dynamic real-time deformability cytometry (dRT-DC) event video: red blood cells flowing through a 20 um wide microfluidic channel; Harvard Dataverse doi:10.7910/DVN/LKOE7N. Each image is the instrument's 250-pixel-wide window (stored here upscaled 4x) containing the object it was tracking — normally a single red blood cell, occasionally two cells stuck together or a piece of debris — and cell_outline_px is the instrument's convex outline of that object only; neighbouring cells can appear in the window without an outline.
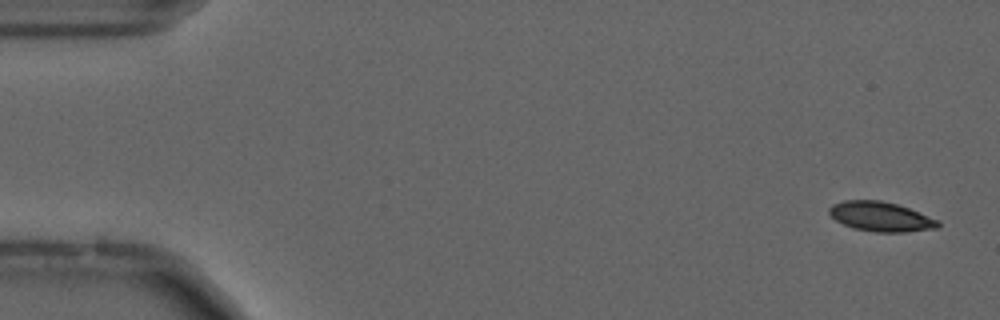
{"species": "common noctule bat (a hibernating species)", "species_latin": "Nyctalus noctula", "temperature_condition": "cold", "stored_images_in_passage": 55, "camera_frame_rate_fps": 3000, "um_per_image_px": 0.085, "animal": {"sex": "male", "forearm_length_mm": 52.5}, "frame": {"image": 1, "passage_image": 2, "time_ms": 0.333, "image_size_px": [1000, 320], "cell_outline_px": [[940, 224], [936, 228], [908, 232], [876, 232], [852, 228], [836, 220], [828, 212], [828, 208], [832, 204], [844, 200], [880, 200], [896, 204], [908, 208], [940, 220]], "centroid_in_image_um": [74.86, 18.41], "position_along_channel_um": 10.1, "area_um2": 18.79}}
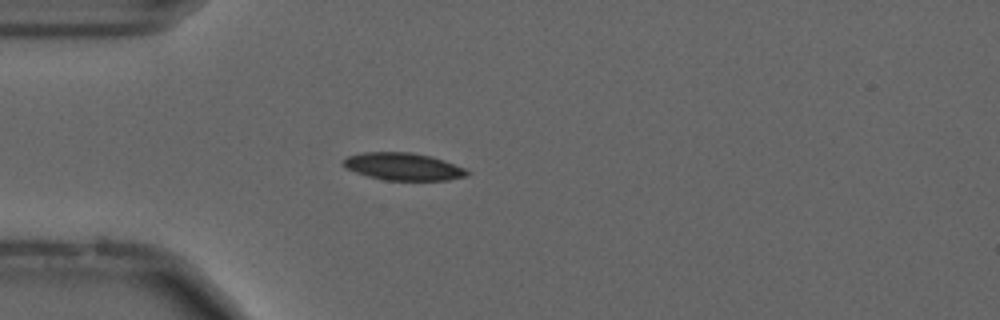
{"frame": {"image": 2, "passage_image": 15, "time_ms": 4.667, "image_size_px": [1000, 320], "cell_outline_px": [[472, 172], [468, 176], [448, 180], [384, 180], [368, 176], [344, 168], [344, 160], [348, 156], [364, 152], [408, 152], [432, 156], [444, 160], [464, 168]], "centroid_in_image_um": [34.31, 14.16], "position_along_channel_um": 50.7, "area_um2": 19.77}}
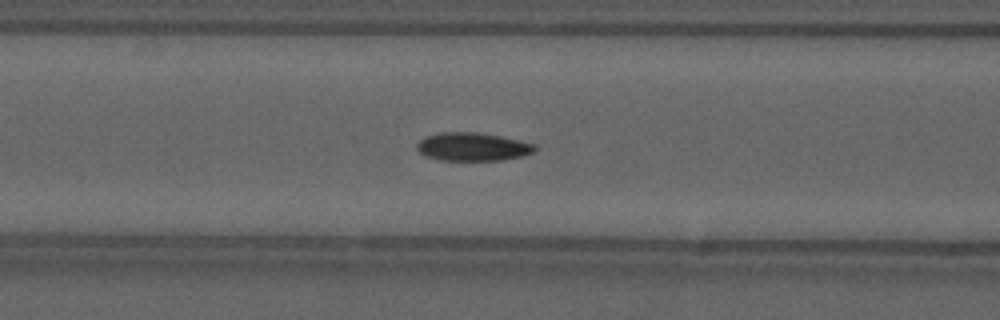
{"frame": {"image": 3, "passage_image": 22, "time_ms": 7.0, "image_size_px": [1000, 320], "cell_outline_px": [[536, 152], [524, 156], [504, 160], [440, 160], [424, 156], [416, 148], [416, 144], [424, 136], [440, 132], [476, 132], [500, 136], [520, 140], [536, 144]], "centroid_in_image_um": [40.19, 12.47], "position_along_channel_um": 126.4, "area_um2": 19.71}, "authors_computed_cell_mechanics": {"area_um2": 18.785, "velocity_mm_per_s": 3.6865, "shape_relaxation_time_tau1_ms": 7.6604, "shape_relaxation_time_tau2_ms": 5.0056, "deformation_change_tau1": 0.1608, "deformation_change_tau2": 0.1102}}